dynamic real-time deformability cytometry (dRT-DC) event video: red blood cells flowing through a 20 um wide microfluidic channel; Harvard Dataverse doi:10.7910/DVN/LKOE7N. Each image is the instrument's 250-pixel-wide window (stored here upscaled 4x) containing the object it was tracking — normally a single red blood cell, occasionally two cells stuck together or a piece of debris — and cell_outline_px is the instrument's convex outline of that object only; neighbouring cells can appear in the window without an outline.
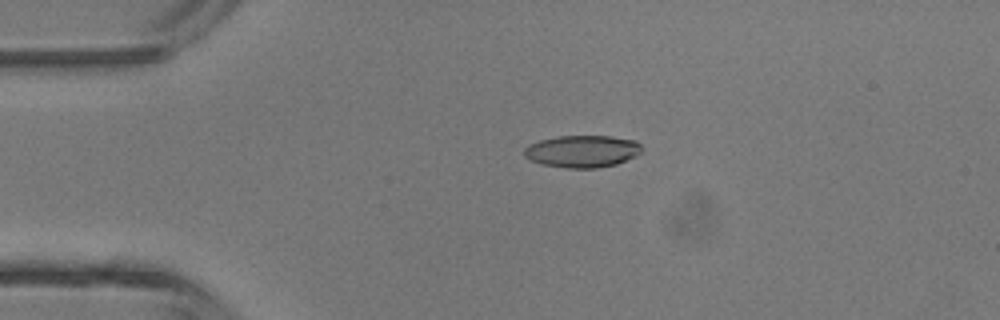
{"species": "common noctule bat (a hibernating species)", "species_latin": "Nyctalus noctula", "temperature_condition": "room temperature", "stored_images_in_passage": 4, "camera_frame_rate_fps": 3000, "um_per_image_px": 0.085, "animal": {"sex": "male", "body_mass_g": 13.3}, "frame": {"image": 1, "passage_image": 3, "time_ms": 2.333, "image_size_px": [1000, 320], "cell_outline_px": [[644, 152], [636, 156], [616, 164], [596, 168], [564, 168], [540, 164], [524, 156], [524, 148], [528, 144], [540, 140], [556, 136], [612, 136], [636, 140], [644, 148]], "centroid_in_image_um": [49.52, 12.85], "position_along_channel_um": 35.5, "area_um2": 22.37}}